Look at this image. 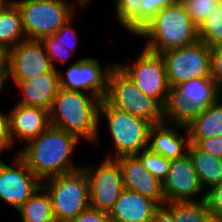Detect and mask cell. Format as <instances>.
<instances>
[{"mask_svg": "<svg viewBox=\"0 0 222 222\" xmlns=\"http://www.w3.org/2000/svg\"><path fill=\"white\" fill-rule=\"evenodd\" d=\"M81 140L63 129L50 126L26 143L18 153L28 168L42 181L82 168L71 161V153Z\"/></svg>", "mask_w": 222, "mask_h": 222, "instance_id": "obj_1", "label": "cell"}, {"mask_svg": "<svg viewBox=\"0 0 222 222\" xmlns=\"http://www.w3.org/2000/svg\"><path fill=\"white\" fill-rule=\"evenodd\" d=\"M145 95L157 100L166 110L171 99L165 61L161 54L143 49L135 62L117 64Z\"/></svg>", "mask_w": 222, "mask_h": 222, "instance_id": "obj_8", "label": "cell"}, {"mask_svg": "<svg viewBox=\"0 0 222 222\" xmlns=\"http://www.w3.org/2000/svg\"><path fill=\"white\" fill-rule=\"evenodd\" d=\"M116 160L122 170L123 188L137 192L155 201L158 205L166 203L162 182L144 168L136 155H124Z\"/></svg>", "mask_w": 222, "mask_h": 222, "instance_id": "obj_16", "label": "cell"}, {"mask_svg": "<svg viewBox=\"0 0 222 222\" xmlns=\"http://www.w3.org/2000/svg\"><path fill=\"white\" fill-rule=\"evenodd\" d=\"M103 114L108 121L115 152L106 158L116 159L124 155H137L148 148L149 131L152 126L147 120L111 106L105 99L99 105V117Z\"/></svg>", "mask_w": 222, "mask_h": 222, "instance_id": "obj_6", "label": "cell"}, {"mask_svg": "<svg viewBox=\"0 0 222 222\" xmlns=\"http://www.w3.org/2000/svg\"><path fill=\"white\" fill-rule=\"evenodd\" d=\"M165 205L172 211L176 222H215L205 200L171 201Z\"/></svg>", "mask_w": 222, "mask_h": 222, "instance_id": "obj_26", "label": "cell"}, {"mask_svg": "<svg viewBox=\"0 0 222 222\" xmlns=\"http://www.w3.org/2000/svg\"><path fill=\"white\" fill-rule=\"evenodd\" d=\"M162 191L166 202L197 201L196 196L200 194V200L206 199V192L204 193L189 153L171 161L167 177L162 182Z\"/></svg>", "mask_w": 222, "mask_h": 222, "instance_id": "obj_15", "label": "cell"}, {"mask_svg": "<svg viewBox=\"0 0 222 222\" xmlns=\"http://www.w3.org/2000/svg\"><path fill=\"white\" fill-rule=\"evenodd\" d=\"M105 100L111 106L141 117L152 125L162 124L169 119L166 109L157 100L143 94L117 63L109 75Z\"/></svg>", "mask_w": 222, "mask_h": 222, "instance_id": "obj_5", "label": "cell"}, {"mask_svg": "<svg viewBox=\"0 0 222 222\" xmlns=\"http://www.w3.org/2000/svg\"><path fill=\"white\" fill-rule=\"evenodd\" d=\"M18 212L22 222H56L50 195L43 186L18 209Z\"/></svg>", "mask_w": 222, "mask_h": 222, "instance_id": "obj_25", "label": "cell"}, {"mask_svg": "<svg viewBox=\"0 0 222 222\" xmlns=\"http://www.w3.org/2000/svg\"><path fill=\"white\" fill-rule=\"evenodd\" d=\"M217 102L204 110L188 116L184 122L189 131V139H206L222 136V103Z\"/></svg>", "mask_w": 222, "mask_h": 222, "instance_id": "obj_22", "label": "cell"}, {"mask_svg": "<svg viewBox=\"0 0 222 222\" xmlns=\"http://www.w3.org/2000/svg\"><path fill=\"white\" fill-rule=\"evenodd\" d=\"M89 180L90 207L109 213L123 190L122 170L116 159L106 158L96 168L82 167Z\"/></svg>", "mask_w": 222, "mask_h": 222, "instance_id": "obj_11", "label": "cell"}, {"mask_svg": "<svg viewBox=\"0 0 222 222\" xmlns=\"http://www.w3.org/2000/svg\"><path fill=\"white\" fill-rule=\"evenodd\" d=\"M136 156L151 175L155 176L161 182L165 180L169 172L171 160L151 151L149 148L143 149Z\"/></svg>", "mask_w": 222, "mask_h": 222, "instance_id": "obj_28", "label": "cell"}, {"mask_svg": "<svg viewBox=\"0 0 222 222\" xmlns=\"http://www.w3.org/2000/svg\"><path fill=\"white\" fill-rule=\"evenodd\" d=\"M200 150L222 159V136L210 137L206 139H189Z\"/></svg>", "mask_w": 222, "mask_h": 222, "instance_id": "obj_33", "label": "cell"}, {"mask_svg": "<svg viewBox=\"0 0 222 222\" xmlns=\"http://www.w3.org/2000/svg\"><path fill=\"white\" fill-rule=\"evenodd\" d=\"M74 17L75 14L70 19H68L57 32L53 34L56 42L59 43V45L64 46L71 53H74L73 51H75L77 46L76 31L71 27V22Z\"/></svg>", "mask_w": 222, "mask_h": 222, "instance_id": "obj_32", "label": "cell"}, {"mask_svg": "<svg viewBox=\"0 0 222 222\" xmlns=\"http://www.w3.org/2000/svg\"><path fill=\"white\" fill-rule=\"evenodd\" d=\"M52 69L50 58L41 40L25 39L10 49L9 71L4 81L11 78L17 84Z\"/></svg>", "mask_w": 222, "mask_h": 222, "instance_id": "obj_14", "label": "cell"}, {"mask_svg": "<svg viewBox=\"0 0 222 222\" xmlns=\"http://www.w3.org/2000/svg\"><path fill=\"white\" fill-rule=\"evenodd\" d=\"M170 88L193 78H211V47L203 41L161 53Z\"/></svg>", "mask_w": 222, "mask_h": 222, "instance_id": "obj_9", "label": "cell"}, {"mask_svg": "<svg viewBox=\"0 0 222 222\" xmlns=\"http://www.w3.org/2000/svg\"><path fill=\"white\" fill-rule=\"evenodd\" d=\"M151 222H176V219L172 211L164 204L156 208Z\"/></svg>", "mask_w": 222, "mask_h": 222, "instance_id": "obj_37", "label": "cell"}, {"mask_svg": "<svg viewBox=\"0 0 222 222\" xmlns=\"http://www.w3.org/2000/svg\"><path fill=\"white\" fill-rule=\"evenodd\" d=\"M158 206L155 201L123 188L109 215L113 222H151Z\"/></svg>", "mask_w": 222, "mask_h": 222, "instance_id": "obj_21", "label": "cell"}, {"mask_svg": "<svg viewBox=\"0 0 222 222\" xmlns=\"http://www.w3.org/2000/svg\"><path fill=\"white\" fill-rule=\"evenodd\" d=\"M113 66L101 68L97 59L87 57L77 60L66 69V76L59 72L60 88L86 92L96 96L98 99H105L108 92L109 75Z\"/></svg>", "mask_w": 222, "mask_h": 222, "instance_id": "obj_12", "label": "cell"}, {"mask_svg": "<svg viewBox=\"0 0 222 222\" xmlns=\"http://www.w3.org/2000/svg\"><path fill=\"white\" fill-rule=\"evenodd\" d=\"M10 147H13V144L9 132L8 114L0 112V155Z\"/></svg>", "mask_w": 222, "mask_h": 222, "instance_id": "obj_36", "label": "cell"}, {"mask_svg": "<svg viewBox=\"0 0 222 222\" xmlns=\"http://www.w3.org/2000/svg\"><path fill=\"white\" fill-rule=\"evenodd\" d=\"M100 102L90 93L59 88L49 111L50 124L80 139L97 142Z\"/></svg>", "mask_w": 222, "mask_h": 222, "instance_id": "obj_2", "label": "cell"}, {"mask_svg": "<svg viewBox=\"0 0 222 222\" xmlns=\"http://www.w3.org/2000/svg\"><path fill=\"white\" fill-rule=\"evenodd\" d=\"M198 36L209 47L222 43V1L199 26Z\"/></svg>", "mask_w": 222, "mask_h": 222, "instance_id": "obj_27", "label": "cell"}, {"mask_svg": "<svg viewBox=\"0 0 222 222\" xmlns=\"http://www.w3.org/2000/svg\"><path fill=\"white\" fill-rule=\"evenodd\" d=\"M4 83H5L4 79L2 77H0V91H1Z\"/></svg>", "mask_w": 222, "mask_h": 222, "instance_id": "obj_41", "label": "cell"}, {"mask_svg": "<svg viewBox=\"0 0 222 222\" xmlns=\"http://www.w3.org/2000/svg\"><path fill=\"white\" fill-rule=\"evenodd\" d=\"M13 163L14 167L0 160V199L18 210L40 189L43 182L18 154Z\"/></svg>", "mask_w": 222, "mask_h": 222, "instance_id": "obj_13", "label": "cell"}, {"mask_svg": "<svg viewBox=\"0 0 222 222\" xmlns=\"http://www.w3.org/2000/svg\"><path fill=\"white\" fill-rule=\"evenodd\" d=\"M222 87L212 78H193L171 89L167 115L184 121L192 113L204 110L221 99Z\"/></svg>", "mask_w": 222, "mask_h": 222, "instance_id": "obj_10", "label": "cell"}, {"mask_svg": "<svg viewBox=\"0 0 222 222\" xmlns=\"http://www.w3.org/2000/svg\"><path fill=\"white\" fill-rule=\"evenodd\" d=\"M188 153L193 160L197 176L203 188L210 189L222 181V159L200 150L190 143Z\"/></svg>", "mask_w": 222, "mask_h": 222, "instance_id": "obj_23", "label": "cell"}, {"mask_svg": "<svg viewBox=\"0 0 222 222\" xmlns=\"http://www.w3.org/2000/svg\"><path fill=\"white\" fill-rule=\"evenodd\" d=\"M19 8L27 39L53 35L76 12L67 0H12Z\"/></svg>", "mask_w": 222, "mask_h": 222, "instance_id": "obj_7", "label": "cell"}, {"mask_svg": "<svg viewBox=\"0 0 222 222\" xmlns=\"http://www.w3.org/2000/svg\"><path fill=\"white\" fill-rule=\"evenodd\" d=\"M12 2V0H0V10L7 7L10 3Z\"/></svg>", "mask_w": 222, "mask_h": 222, "instance_id": "obj_40", "label": "cell"}, {"mask_svg": "<svg viewBox=\"0 0 222 222\" xmlns=\"http://www.w3.org/2000/svg\"><path fill=\"white\" fill-rule=\"evenodd\" d=\"M10 49L0 44V77L4 80L9 71Z\"/></svg>", "mask_w": 222, "mask_h": 222, "instance_id": "obj_38", "label": "cell"}, {"mask_svg": "<svg viewBox=\"0 0 222 222\" xmlns=\"http://www.w3.org/2000/svg\"><path fill=\"white\" fill-rule=\"evenodd\" d=\"M136 36L148 39L144 49L156 54L199 40L198 27L180 0L161 9Z\"/></svg>", "mask_w": 222, "mask_h": 222, "instance_id": "obj_3", "label": "cell"}, {"mask_svg": "<svg viewBox=\"0 0 222 222\" xmlns=\"http://www.w3.org/2000/svg\"><path fill=\"white\" fill-rule=\"evenodd\" d=\"M41 42L45 47L46 53L50 58L53 68H56L53 64L54 60H58L61 63H64L73 54L64 46L59 45L53 35L43 38Z\"/></svg>", "mask_w": 222, "mask_h": 222, "instance_id": "obj_31", "label": "cell"}, {"mask_svg": "<svg viewBox=\"0 0 222 222\" xmlns=\"http://www.w3.org/2000/svg\"><path fill=\"white\" fill-rule=\"evenodd\" d=\"M185 10L199 28L222 0H180Z\"/></svg>", "mask_w": 222, "mask_h": 222, "instance_id": "obj_29", "label": "cell"}, {"mask_svg": "<svg viewBox=\"0 0 222 222\" xmlns=\"http://www.w3.org/2000/svg\"><path fill=\"white\" fill-rule=\"evenodd\" d=\"M205 201L215 222H222V181L206 191Z\"/></svg>", "mask_w": 222, "mask_h": 222, "instance_id": "obj_30", "label": "cell"}, {"mask_svg": "<svg viewBox=\"0 0 222 222\" xmlns=\"http://www.w3.org/2000/svg\"><path fill=\"white\" fill-rule=\"evenodd\" d=\"M27 39L22 16L18 6L12 1L0 10V44L9 49Z\"/></svg>", "mask_w": 222, "mask_h": 222, "instance_id": "obj_24", "label": "cell"}, {"mask_svg": "<svg viewBox=\"0 0 222 222\" xmlns=\"http://www.w3.org/2000/svg\"><path fill=\"white\" fill-rule=\"evenodd\" d=\"M71 222H113V220L110 218L109 213L89 207Z\"/></svg>", "mask_w": 222, "mask_h": 222, "instance_id": "obj_35", "label": "cell"}, {"mask_svg": "<svg viewBox=\"0 0 222 222\" xmlns=\"http://www.w3.org/2000/svg\"><path fill=\"white\" fill-rule=\"evenodd\" d=\"M16 86L21 89L22 99L17 103L30 107H38L50 111L59 85V71H51L29 80L19 81Z\"/></svg>", "mask_w": 222, "mask_h": 222, "instance_id": "obj_20", "label": "cell"}, {"mask_svg": "<svg viewBox=\"0 0 222 222\" xmlns=\"http://www.w3.org/2000/svg\"><path fill=\"white\" fill-rule=\"evenodd\" d=\"M211 78L222 87V43L211 47Z\"/></svg>", "mask_w": 222, "mask_h": 222, "instance_id": "obj_34", "label": "cell"}, {"mask_svg": "<svg viewBox=\"0 0 222 222\" xmlns=\"http://www.w3.org/2000/svg\"><path fill=\"white\" fill-rule=\"evenodd\" d=\"M9 118V132L12 144L15 140H23L26 143L38 137L50 126V115L46 109L15 104Z\"/></svg>", "mask_w": 222, "mask_h": 222, "instance_id": "obj_18", "label": "cell"}, {"mask_svg": "<svg viewBox=\"0 0 222 222\" xmlns=\"http://www.w3.org/2000/svg\"><path fill=\"white\" fill-rule=\"evenodd\" d=\"M176 0H116L115 15L123 28L136 36L163 8Z\"/></svg>", "mask_w": 222, "mask_h": 222, "instance_id": "obj_19", "label": "cell"}, {"mask_svg": "<svg viewBox=\"0 0 222 222\" xmlns=\"http://www.w3.org/2000/svg\"><path fill=\"white\" fill-rule=\"evenodd\" d=\"M93 0H77L78 4H80L81 9L83 10L84 7L89 5V3Z\"/></svg>", "mask_w": 222, "mask_h": 222, "instance_id": "obj_39", "label": "cell"}, {"mask_svg": "<svg viewBox=\"0 0 222 222\" xmlns=\"http://www.w3.org/2000/svg\"><path fill=\"white\" fill-rule=\"evenodd\" d=\"M168 124L183 129L185 134L187 133L186 137L181 136L179 132L177 133L178 130ZM189 144V131L184 121L169 118L164 123L152 125L150 128L148 148L171 161L188 153Z\"/></svg>", "mask_w": 222, "mask_h": 222, "instance_id": "obj_17", "label": "cell"}, {"mask_svg": "<svg viewBox=\"0 0 222 222\" xmlns=\"http://www.w3.org/2000/svg\"><path fill=\"white\" fill-rule=\"evenodd\" d=\"M56 222H71L90 207L88 176L83 168L46 179Z\"/></svg>", "mask_w": 222, "mask_h": 222, "instance_id": "obj_4", "label": "cell"}]
</instances>
